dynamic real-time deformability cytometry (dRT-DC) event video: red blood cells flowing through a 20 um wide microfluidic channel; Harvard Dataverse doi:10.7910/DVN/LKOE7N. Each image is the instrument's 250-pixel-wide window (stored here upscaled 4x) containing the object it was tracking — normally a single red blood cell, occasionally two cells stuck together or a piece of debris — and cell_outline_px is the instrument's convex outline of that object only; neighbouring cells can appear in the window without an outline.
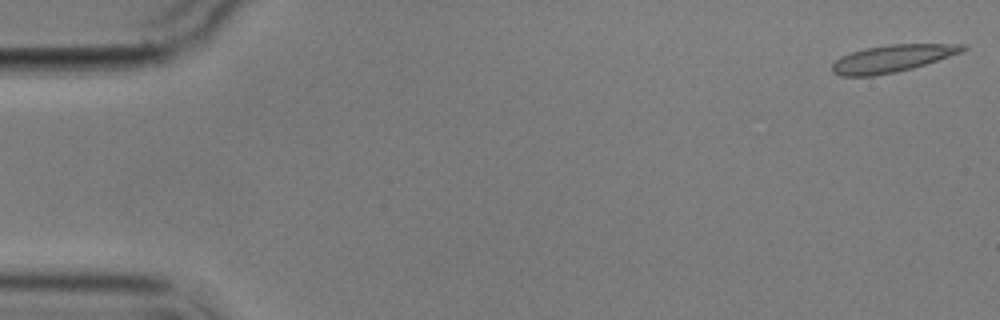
{"species": "common noctule bat (a hibernating species)", "species_latin": "Nyctalus noctula", "temperature_condition": "cold", "stored_images_in_passage": 6, "segment_of_instrument_passage": [1, 2], "camera_frame_rate_fps": 3000, "um_per_image_px": 0.085, "animal": {"sex": "male", "body_mass_g": 17.9}, "frame": {"image": 1, "passage_image": 1, "time_ms": 0.0, "image_size_px": [1000, 320], "cell_outline_px": [[968, 48], [964, 52], [912, 68], [896, 72], [872, 76], [840, 76], [832, 72], [832, 64], [840, 56], [852, 52], [868, 48], [888, 44], [964, 44]], "centroid_in_image_um": [75.85, 4.97], "position_along_channel_um": 9.1, "area_um2": 20.69}}
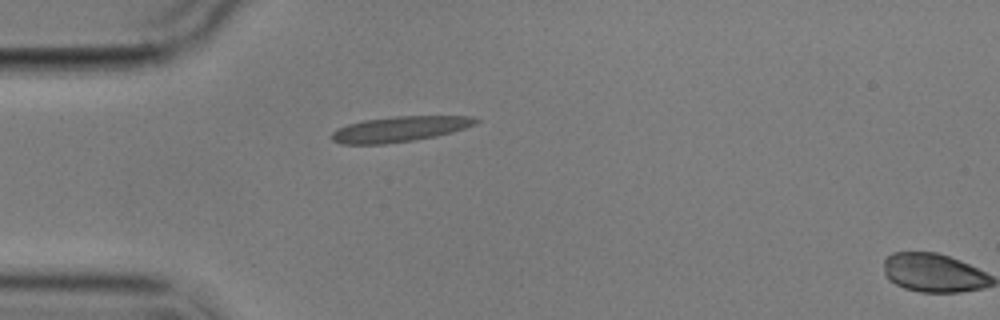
{"frame": {"image": 2, "passage_image": 5, "time_ms": 4.667, "image_size_px": [1000, 320], "cell_outline_px": [[480, 120], [476, 124], [452, 132], [436, 136], [412, 140], [384, 144], [340, 144], [332, 140], [332, 132], [336, 128], [348, 124], [364, 120], [396, 116], [472, 116]], "centroid_in_image_um": [33.96, 10.97], "position_along_channel_um": 51.0, "area_um2": 21.27}}